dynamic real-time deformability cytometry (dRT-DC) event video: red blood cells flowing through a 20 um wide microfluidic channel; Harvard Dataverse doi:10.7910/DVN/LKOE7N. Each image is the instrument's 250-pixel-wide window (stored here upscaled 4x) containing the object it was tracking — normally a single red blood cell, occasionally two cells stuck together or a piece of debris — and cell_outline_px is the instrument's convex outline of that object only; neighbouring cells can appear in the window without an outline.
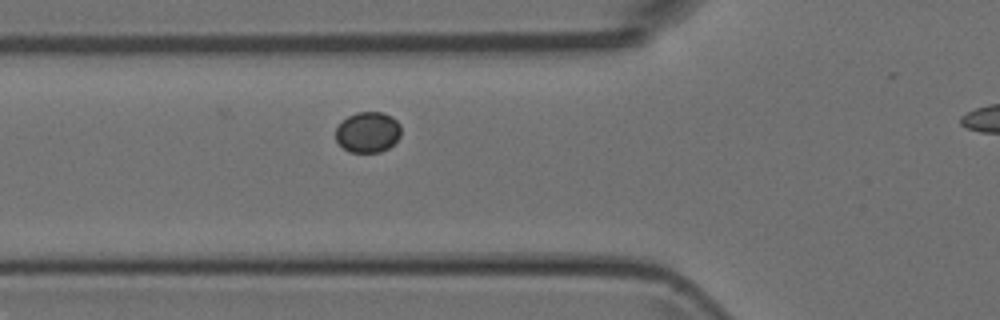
{"species": "Egyptian fruit bat (a non-hibernating species)", "species_latin": "Rousettus aegyptiacus", "temperature_condition": "room temperature", "stored_images_in_passage": 9, "camera_frame_rate_fps": 3000, "um_per_image_px": 0.085, "animal": {"sex": "female"}, "frame": {"image": 1, "passage_image": 2, "time_ms": 0.333, "image_size_px": [1000, 320], "cell_outline_px": [[400, 136], [388, 148], [380, 152], [348, 152], [336, 140], [336, 128], [348, 116], [356, 112], [384, 112], [392, 116], [400, 124]], "centroid_in_image_um": [31.27, 11.23], "position_along_channel_um": 94.5, "area_um2": 15.43}}
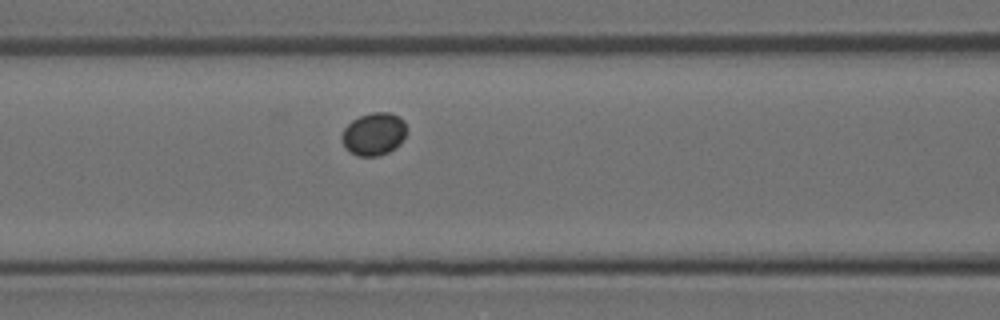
{"frame": {"image": 2, "passage_image": 5, "time_ms": 1.333, "image_size_px": [1000, 320], "cell_outline_px": [[404, 136], [400, 144], [388, 152], [376, 156], [360, 156], [352, 152], [344, 144], [340, 136], [344, 128], [352, 120], [360, 116], [372, 112], [388, 112], [400, 116], [404, 120]], "centroid_in_image_um": [31.77, 11.37], "position_along_channel_um": 134.8, "area_um2": 15.84}}
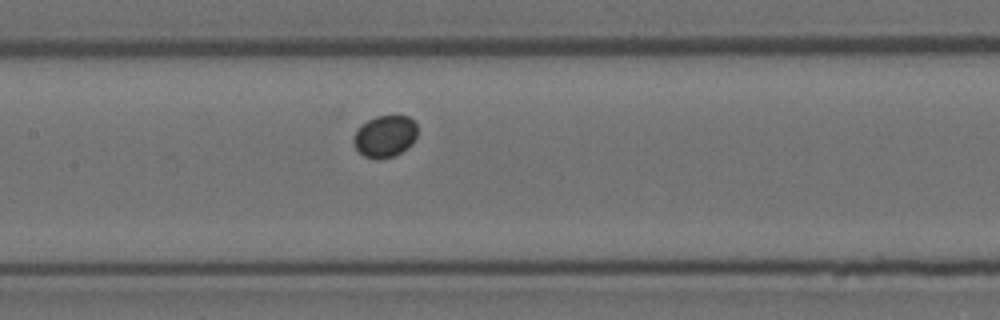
{"frame": {"image": 3, "passage_image": 8, "time_ms": 2.333, "image_size_px": [1000, 320], "cell_outline_px": [[416, 136], [412, 144], [408, 148], [396, 156], [376, 160], [364, 156], [356, 148], [352, 140], [352, 136], [356, 128], [360, 124], [376, 116], [408, 116], [416, 120]], "centroid_in_image_um": [32.7, 11.59], "position_along_channel_um": 174.7, "area_um2": 15.95}}